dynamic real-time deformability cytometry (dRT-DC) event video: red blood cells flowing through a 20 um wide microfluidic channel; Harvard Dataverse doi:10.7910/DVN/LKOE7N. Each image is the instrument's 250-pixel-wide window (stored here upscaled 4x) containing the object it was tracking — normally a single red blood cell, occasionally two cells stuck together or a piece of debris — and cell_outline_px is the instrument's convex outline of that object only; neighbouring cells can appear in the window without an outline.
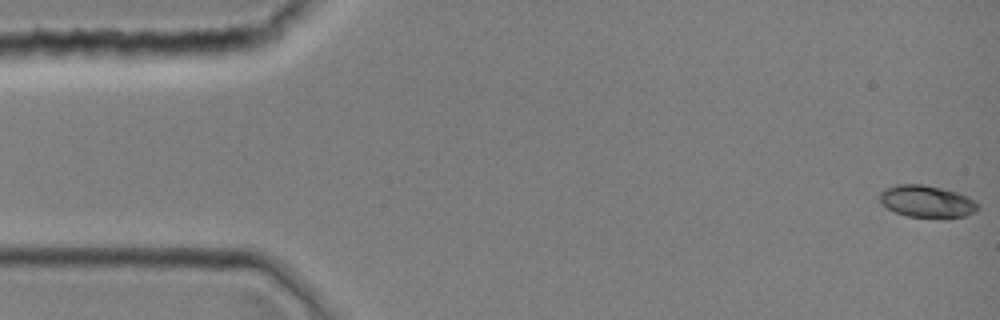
{"species": "common noctule bat (a hibernating species)", "species_latin": "Nyctalus noctula", "temperature_condition": "room temperature", "stored_images_in_passage": 13, "camera_frame_rate_fps": 3000, "um_per_image_px": 0.085, "animal": {"sex": "female", "body_mass_g": 19.0, "forearm_length_mm": 51.5}, "frame": {"image": 1, "passage_image": 1, "time_ms": 0.0, "image_size_px": [1000, 320], "cell_outline_px": [[980, 208], [964, 216], [948, 220], [908, 216], [896, 212], [880, 204], [880, 192], [884, 188], [896, 184], [924, 184], [956, 192], [968, 196], [976, 200], [980, 204]], "centroid_in_image_um": [78.81, 17.14], "position_along_channel_um": 6.2, "area_um2": 18.9}}
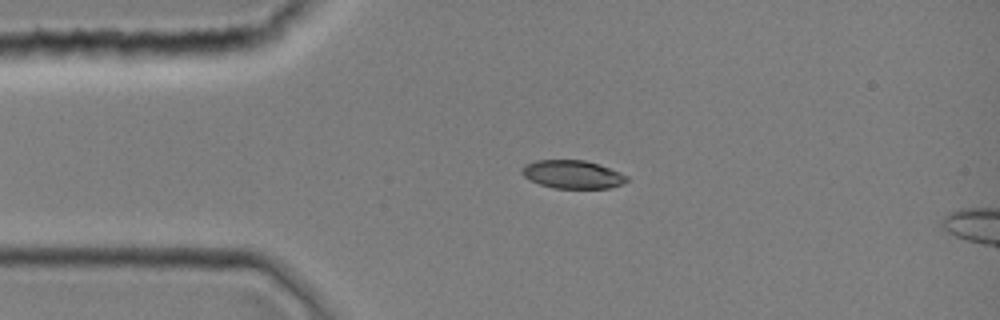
{"frame": {"image": 2, "passage_image": 10, "time_ms": 3.0, "image_size_px": [1000, 320], "cell_outline_px": [[628, 180], [624, 184], [612, 188], [556, 188], [540, 184], [524, 176], [520, 172], [520, 168], [524, 164], [536, 160], [584, 160], [620, 172], [628, 176]], "centroid_in_image_um": [48.66, 14.82], "position_along_channel_um": 36.3, "area_um2": 17.22}}